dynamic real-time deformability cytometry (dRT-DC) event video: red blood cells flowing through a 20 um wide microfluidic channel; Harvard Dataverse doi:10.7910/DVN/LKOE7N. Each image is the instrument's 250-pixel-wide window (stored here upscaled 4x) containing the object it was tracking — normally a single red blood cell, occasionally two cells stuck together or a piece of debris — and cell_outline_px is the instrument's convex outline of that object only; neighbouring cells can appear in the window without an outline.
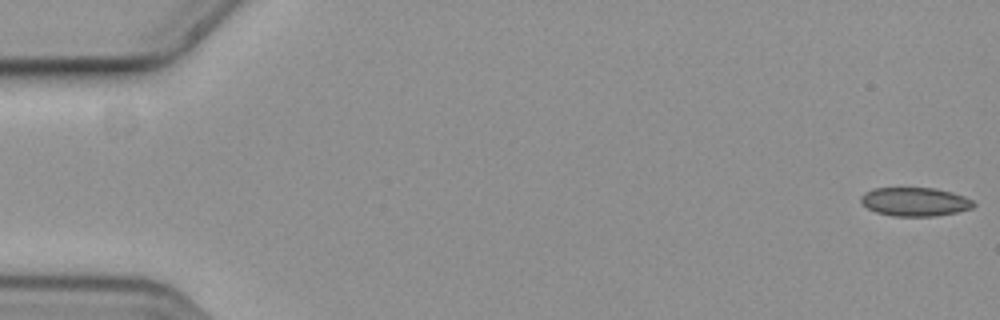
{"species": "common noctule bat (a hibernating species)", "species_latin": "Nyctalus noctula", "temperature_condition": "cold", "stored_images_in_passage": 57, "camera_frame_rate_fps": 3000, "um_per_image_px": 0.085, "animal": {"sex": "female", "body_mass_g": 19.3, "forearm_length_mm": 54.1}, "frame": {"image": 1, "passage_image": 1, "time_ms": 0.0, "image_size_px": [1000, 320], "cell_outline_px": [[976, 204], [972, 208], [956, 212], [932, 216], [892, 216], [876, 212], [868, 208], [860, 200], [860, 196], [864, 192], [876, 188], [936, 188], [952, 192], [964, 196], [972, 200]], "centroid_in_image_um": [77.77, 17.14], "position_along_channel_um": 7.2, "area_um2": 18.79}}
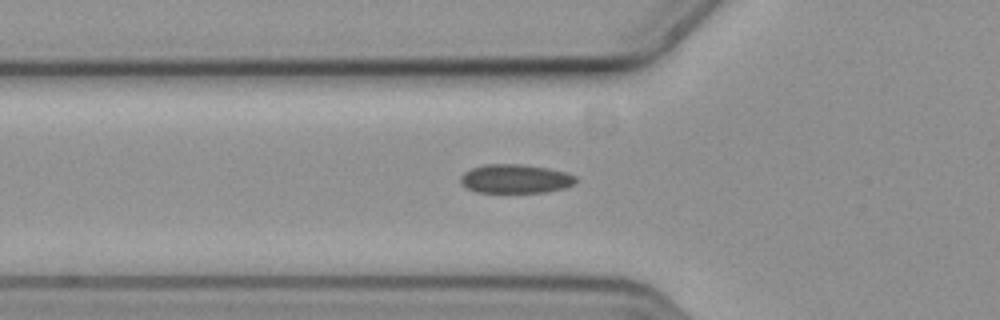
{"frame": {"image": 2, "passage_image": 20, "time_ms": 6.333, "image_size_px": [1000, 320], "cell_outline_px": [[576, 180], [572, 184], [564, 188], [548, 192], [476, 192], [460, 184], [460, 176], [464, 172], [472, 168], [484, 164], [520, 164], [548, 168], [564, 172], [576, 176]], "centroid_in_image_um": [43.77, 15.19], "position_along_channel_um": 82.0, "area_um2": 19.36}}
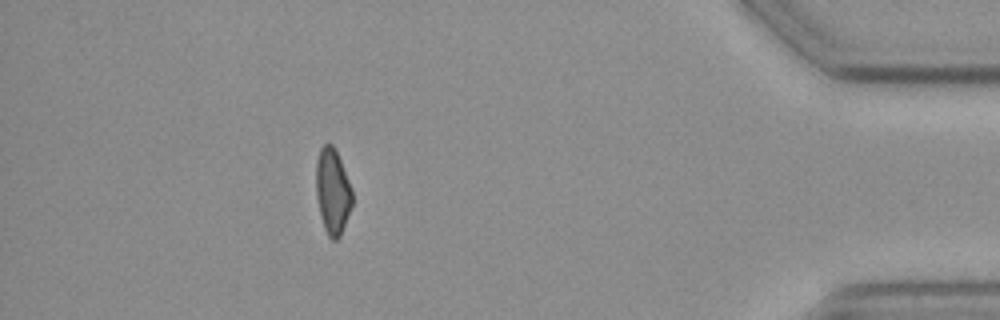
{"frame": {"image": 3, "passage_image": 51, "time_ms": 16.667, "image_size_px": [1000, 320], "cell_outline_px": [[352, 204], [340, 236], [336, 240], [332, 240], [328, 236], [324, 228], [316, 196], [316, 160], [320, 148], [324, 144], [332, 144], [340, 160], [352, 188]], "centroid_in_image_um": [28.26, 16.26], "position_along_channel_um": 406.9, "area_um2": 17.86}, "authors_computed_cell_mechanics": {"area_um2": 19.1896, "velocity_mm_per_s": 3.658, "shape_relaxation_time_tau1_ms": 4.6916, "shape_relaxation_time_tau2_ms": 2.8758, "deformation_change_tau1": 0.0731, "deformation_change_tau2": 0.0792}}